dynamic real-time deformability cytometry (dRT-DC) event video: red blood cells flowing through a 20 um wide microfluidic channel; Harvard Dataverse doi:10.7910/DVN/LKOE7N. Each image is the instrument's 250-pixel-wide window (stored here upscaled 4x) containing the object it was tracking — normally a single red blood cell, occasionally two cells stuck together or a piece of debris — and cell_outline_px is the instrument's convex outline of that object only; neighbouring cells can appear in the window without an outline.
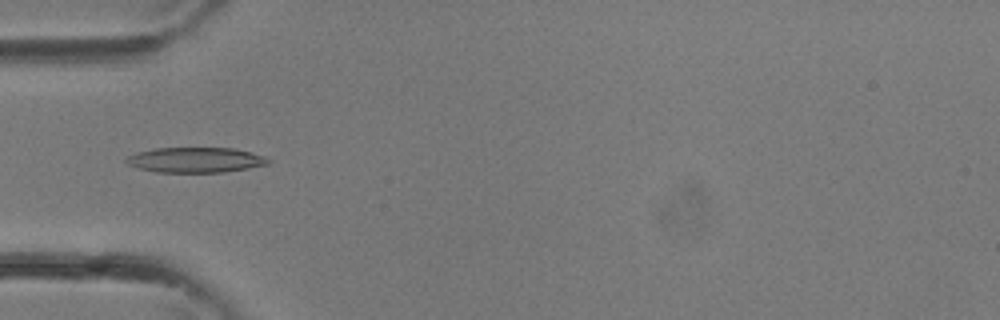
{"species": "common noctule bat (a hibernating species)", "species_latin": "Nyctalus noctula", "temperature_condition": "room temperature", "stored_images_in_passage": 33, "camera_frame_rate_fps": 3000, "um_per_image_px": 0.085, "animal": {"sex": "female"}, "frame": {"image": 1, "passage_image": 10, "time_ms": 3.0, "image_size_px": [1000, 320], "cell_outline_px": [[272, 160], [268, 164], [248, 168], [224, 172], [156, 172], [140, 168], [128, 164], [124, 160], [128, 156], [136, 152], [156, 148], [232, 148], [252, 152], [264, 156]], "centroid_in_image_um": [16.64, 13.59], "position_along_channel_um": 68.4, "area_um2": 20.81}}
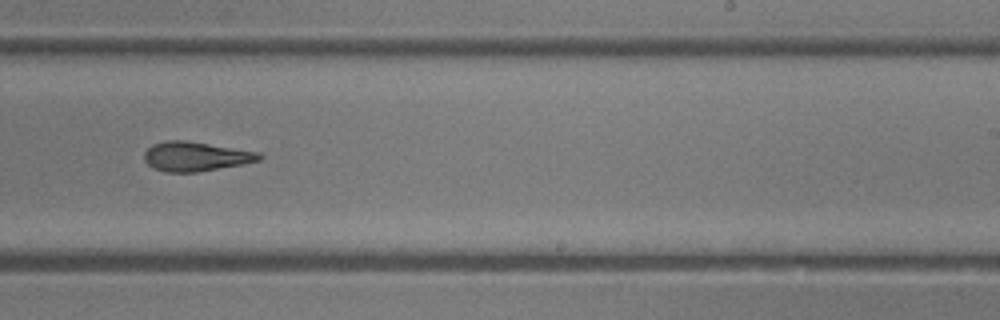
{"frame": {"image": 2, "passage_image": 20, "time_ms": 6.333, "image_size_px": [1000, 320], "cell_outline_px": [[264, 156], [260, 160], [240, 164], [196, 172], [168, 172], [152, 168], [144, 160], [144, 152], [152, 144], [164, 140], [188, 140], [260, 152]], "centroid_in_image_um": [16.61, 13.28], "position_along_channel_um": 272.4, "area_um2": 19.77}}
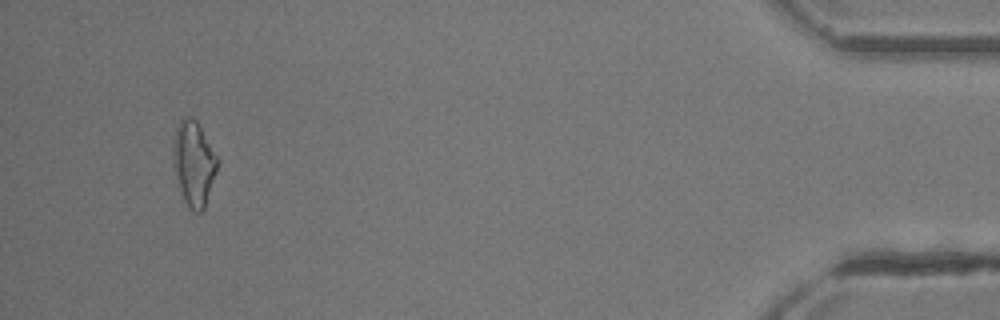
{"frame": {"image": 3, "passage_image": 31, "time_ms": 10.0, "image_size_px": [1000, 320], "cell_outline_px": [[220, 160], [204, 208], [200, 212], [196, 212], [188, 208], [184, 200], [172, 164], [176, 128], [180, 120], [184, 116], [196, 120]], "centroid_in_image_um": [16.48, 13.89], "position_along_channel_um": 418.7, "area_um2": 21.56}}